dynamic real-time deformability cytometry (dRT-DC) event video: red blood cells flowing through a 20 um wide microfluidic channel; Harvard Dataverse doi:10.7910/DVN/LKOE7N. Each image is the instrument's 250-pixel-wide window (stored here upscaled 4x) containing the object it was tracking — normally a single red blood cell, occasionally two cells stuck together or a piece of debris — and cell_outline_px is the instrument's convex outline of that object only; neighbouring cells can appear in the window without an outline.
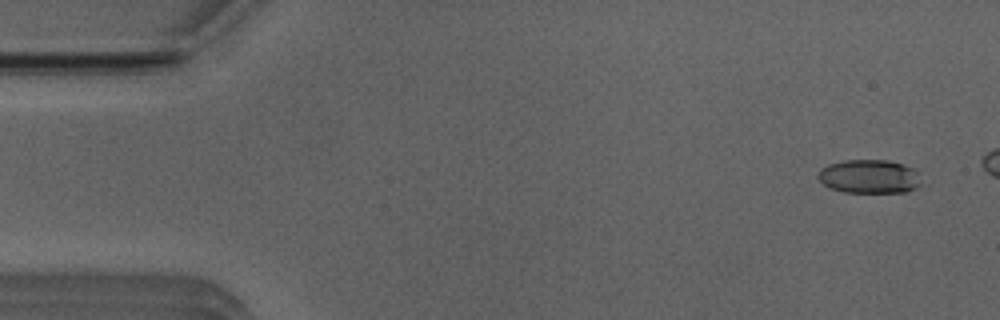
{"species": "Egyptian fruit bat (a non-hibernating species)", "species_latin": "Rousettus aegyptiacus", "temperature_condition": "room temperature", "stored_images_in_passage": 45, "camera_frame_rate_fps": 3000, "um_per_image_px": 0.085, "animal": {"sex": "male"}, "frame": {"image": 1, "passage_image": 3, "time_ms": 0.667, "image_size_px": [1000, 320], "cell_outline_px": [[920, 184], [916, 188], [908, 192], [844, 192], [832, 188], [824, 184], [816, 176], [816, 172], [820, 168], [828, 164], [844, 160], [888, 160], [916, 168]], "centroid_in_image_um": [73.87, 14.99], "position_along_channel_um": 11.1, "area_um2": 20.4}}
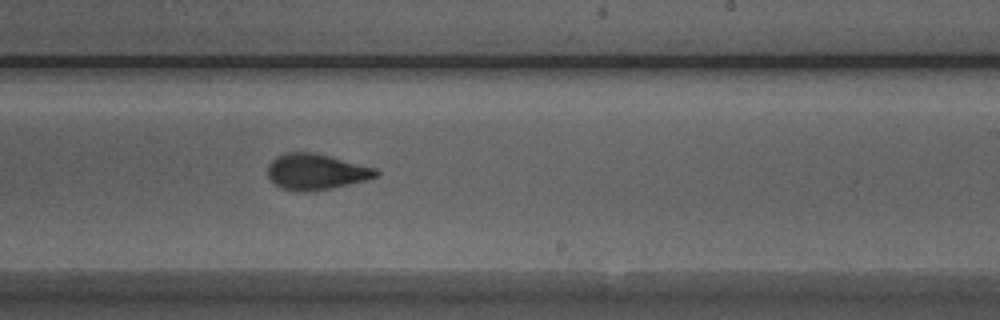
{"frame": {"image": 2, "passage_image": 31, "time_ms": 10.0, "image_size_px": [1000, 320], "cell_outline_px": [[380, 172], [376, 176], [368, 180], [328, 188], [304, 192], [300, 192], [280, 188], [268, 176], [268, 164], [276, 156], [288, 152], [312, 152], [376, 168]], "centroid_in_image_um": [26.84, 14.6], "position_along_channel_um": 262.2, "area_um2": 22.37}}
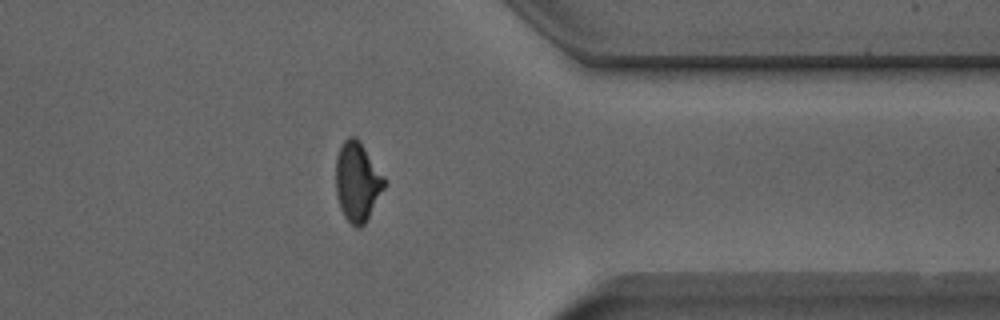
{"frame": {"image": 3, "passage_image": 41, "time_ms": 13.333, "image_size_px": [1000, 320], "cell_outline_px": [[388, 184], [364, 224], [360, 228], [356, 228], [344, 216], [340, 208], [336, 192], [336, 156], [344, 140], [348, 136], [356, 136], [360, 140], [388, 180]], "centroid_in_image_um": [30.41, 15.42], "position_along_channel_um": 381.0, "area_um2": 22.89}, "authors_computed_cell_mechanics": {"area_um2": 22.253, "velocity_mm_per_s": 3.9505, "shape_relaxation_time_tau1_ms": 5.0723, "shape_relaxation_time_tau2_ms": 1.3792, "deformation_change_tau1": 0.196, "deformation_change_tau2": 0.0844}}